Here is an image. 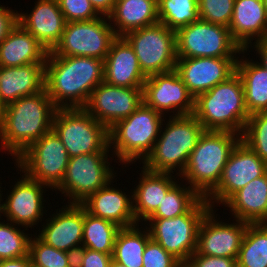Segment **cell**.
I'll return each instance as SVG.
<instances>
[{"mask_svg": "<svg viewBox=\"0 0 267 267\" xmlns=\"http://www.w3.org/2000/svg\"><path fill=\"white\" fill-rule=\"evenodd\" d=\"M241 135L229 131H204L190 154L181 180L206 197L219 183L223 168Z\"/></svg>", "mask_w": 267, "mask_h": 267, "instance_id": "cell-5", "label": "cell"}, {"mask_svg": "<svg viewBox=\"0 0 267 267\" xmlns=\"http://www.w3.org/2000/svg\"><path fill=\"white\" fill-rule=\"evenodd\" d=\"M108 19L117 37H123L159 22L158 0H116Z\"/></svg>", "mask_w": 267, "mask_h": 267, "instance_id": "cell-29", "label": "cell"}, {"mask_svg": "<svg viewBox=\"0 0 267 267\" xmlns=\"http://www.w3.org/2000/svg\"><path fill=\"white\" fill-rule=\"evenodd\" d=\"M229 30L241 49L249 52V46L254 40L256 42L267 38V11L264 1L235 0Z\"/></svg>", "mask_w": 267, "mask_h": 267, "instance_id": "cell-24", "label": "cell"}, {"mask_svg": "<svg viewBox=\"0 0 267 267\" xmlns=\"http://www.w3.org/2000/svg\"><path fill=\"white\" fill-rule=\"evenodd\" d=\"M143 102V88H127L100 83L91 93L84 109L110 129L129 117Z\"/></svg>", "mask_w": 267, "mask_h": 267, "instance_id": "cell-16", "label": "cell"}, {"mask_svg": "<svg viewBox=\"0 0 267 267\" xmlns=\"http://www.w3.org/2000/svg\"><path fill=\"white\" fill-rule=\"evenodd\" d=\"M244 53L247 50L240 52L242 56L237 59L236 72L242 79L246 108L250 115L267 112V69L250 56L244 58Z\"/></svg>", "mask_w": 267, "mask_h": 267, "instance_id": "cell-30", "label": "cell"}, {"mask_svg": "<svg viewBox=\"0 0 267 267\" xmlns=\"http://www.w3.org/2000/svg\"><path fill=\"white\" fill-rule=\"evenodd\" d=\"M164 118L142 102L129 117L117 121L109 129V148L118 162L124 167L142 162L152 151Z\"/></svg>", "mask_w": 267, "mask_h": 267, "instance_id": "cell-6", "label": "cell"}, {"mask_svg": "<svg viewBox=\"0 0 267 267\" xmlns=\"http://www.w3.org/2000/svg\"><path fill=\"white\" fill-rule=\"evenodd\" d=\"M133 47L141 71L148 77L175 70L176 31L160 22L123 36Z\"/></svg>", "mask_w": 267, "mask_h": 267, "instance_id": "cell-11", "label": "cell"}, {"mask_svg": "<svg viewBox=\"0 0 267 267\" xmlns=\"http://www.w3.org/2000/svg\"><path fill=\"white\" fill-rule=\"evenodd\" d=\"M178 183L167 192L157 210L149 218H174L185 214L202 198L194 189L186 186V183Z\"/></svg>", "mask_w": 267, "mask_h": 267, "instance_id": "cell-34", "label": "cell"}, {"mask_svg": "<svg viewBox=\"0 0 267 267\" xmlns=\"http://www.w3.org/2000/svg\"><path fill=\"white\" fill-rule=\"evenodd\" d=\"M241 140L267 164V112L250 115Z\"/></svg>", "mask_w": 267, "mask_h": 267, "instance_id": "cell-37", "label": "cell"}, {"mask_svg": "<svg viewBox=\"0 0 267 267\" xmlns=\"http://www.w3.org/2000/svg\"><path fill=\"white\" fill-rule=\"evenodd\" d=\"M66 22L90 21L100 17L89 0H58Z\"/></svg>", "mask_w": 267, "mask_h": 267, "instance_id": "cell-40", "label": "cell"}, {"mask_svg": "<svg viewBox=\"0 0 267 267\" xmlns=\"http://www.w3.org/2000/svg\"><path fill=\"white\" fill-rule=\"evenodd\" d=\"M45 90V63L24 66H0V96L6 107L21 97Z\"/></svg>", "mask_w": 267, "mask_h": 267, "instance_id": "cell-25", "label": "cell"}, {"mask_svg": "<svg viewBox=\"0 0 267 267\" xmlns=\"http://www.w3.org/2000/svg\"><path fill=\"white\" fill-rule=\"evenodd\" d=\"M235 0H198L199 19L229 27Z\"/></svg>", "mask_w": 267, "mask_h": 267, "instance_id": "cell-39", "label": "cell"}, {"mask_svg": "<svg viewBox=\"0 0 267 267\" xmlns=\"http://www.w3.org/2000/svg\"><path fill=\"white\" fill-rule=\"evenodd\" d=\"M104 81V60L57 56L48 51L45 90L57 109L84 108L92 91Z\"/></svg>", "mask_w": 267, "mask_h": 267, "instance_id": "cell-1", "label": "cell"}, {"mask_svg": "<svg viewBox=\"0 0 267 267\" xmlns=\"http://www.w3.org/2000/svg\"><path fill=\"white\" fill-rule=\"evenodd\" d=\"M109 154L90 153L70 157L64 178L55 191L64 194L68 204L84 202L117 176L110 165Z\"/></svg>", "mask_w": 267, "mask_h": 267, "instance_id": "cell-12", "label": "cell"}, {"mask_svg": "<svg viewBox=\"0 0 267 267\" xmlns=\"http://www.w3.org/2000/svg\"><path fill=\"white\" fill-rule=\"evenodd\" d=\"M139 224L120 228L115 238L112 259L126 267H143V253L151 237L148 228Z\"/></svg>", "mask_w": 267, "mask_h": 267, "instance_id": "cell-31", "label": "cell"}, {"mask_svg": "<svg viewBox=\"0 0 267 267\" xmlns=\"http://www.w3.org/2000/svg\"><path fill=\"white\" fill-rule=\"evenodd\" d=\"M114 178L105 186L90 195L81 205L84 209L104 220L110 221L120 228L138 224L133 211V191L126 192L111 186Z\"/></svg>", "mask_w": 267, "mask_h": 267, "instance_id": "cell-22", "label": "cell"}, {"mask_svg": "<svg viewBox=\"0 0 267 267\" xmlns=\"http://www.w3.org/2000/svg\"><path fill=\"white\" fill-rule=\"evenodd\" d=\"M32 238L29 243V257L33 267H68L65 251L58 250L45 242L38 236Z\"/></svg>", "mask_w": 267, "mask_h": 267, "instance_id": "cell-38", "label": "cell"}, {"mask_svg": "<svg viewBox=\"0 0 267 267\" xmlns=\"http://www.w3.org/2000/svg\"><path fill=\"white\" fill-rule=\"evenodd\" d=\"M138 185L133 189L136 222H145L158 208L167 192L178 182L172 173L153 172L141 167Z\"/></svg>", "mask_w": 267, "mask_h": 267, "instance_id": "cell-26", "label": "cell"}, {"mask_svg": "<svg viewBox=\"0 0 267 267\" xmlns=\"http://www.w3.org/2000/svg\"><path fill=\"white\" fill-rule=\"evenodd\" d=\"M0 184H2V183H0ZM0 188H2V187H0ZM1 193H2V191L0 189V220H4V219H1V216L3 214V203H1L3 201V199H2L3 193L2 194Z\"/></svg>", "mask_w": 267, "mask_h": 267, "instance_id": "cell-49", "label": "cell"}, {"mask_svg": "<svg viewBox=\"0 0 267 267\" xmlns=\"http://www.w3.org/2000/svg\"><path fill=\"white\" fill-rule=\"evenodd\" d=\"M266 172L267 164L240 140L223 168L218 185L205 199L212 208L216 207L214 204L223 205L234 193Z\"/></svg>", "mask_w": 267, "mask_h": 267, "instance_id": "cell-14", "label": "cell"}, {"mask_svg": "<svg viewBox=\"0 0 267 267\" xmlns=\"http://www.w3.org/2000/svg\"><path fill=\"white\" fill-rule=\"evenodd\" d=\"M176 46L177 58H238L242 51L229 27L201 19L176 31Z\"/></svg>", "mask_w": 267, "mask_h": 267, "instance_id": "cell-10", "label": "cell"}, {"mask_svg": "<svg viewBox=\"0 0 267 267\" xmlns=\"http://www.w3.org/2000/svg\"><path fill=\"white\" fill-rule=\"evenodd\" d=\"M143 102L164 116L168 112L173 113L170 116L192 115L195 109L194 96L175 70L148 76Z\"/></svg>", "mask_w": 267, "mask_h": 267, "instance_id": "cell-15", "label": "cell"}, {"mask_svg": "<svg viewBox=\"0 0 267 267\" xmlns=\"http://www.w3.org/2000/svg\"><path fill=\"white\" fill-rule=\"evenodd\" d=\"M214 211L211 208L201 221L196 252L200 255L237 258L249 223L237 219H233V224L218 221L220 218Z\"/></svg>", "mask_w": 267, "mask_h": 267, "instance_id": "cell-17", "label": "cell"}, {"mask_svg": "<svg viewBox=\"0 0 267 267\" xmlns=\"http://www.w3.org/2000/svg\"><path fill=\"white\" fill-rule=\"evenodd\" d=\"M22 173L21 179L12 185L9 195L7 193L3 202V215L7 221L28 229L45 219L43 216L47 215V210L43 209V202L46 201L43 193L49 187Z\"/></svg>", "mask_w": 267, "mask_h": 267, "instance_id": "cell-18", "label": "cell"}, {"mask_svg": "<svg viewBox=\"0 0 267 267\" xmlns=\"http://www.w3.org/2000/svg\"><path fill=\"white\" fill-rule=\"evenodd\" d=\"M146 78L133 47L124 37H117L104 60V82L119 87L143 88Z\"/></svg>", "mask_w": 267, "mask_h": 267, "instance_id": "cell-23", "label": "cell"}, {"mask_svg": "<svg viewBox=\"0 0 267 267\" xmlns=\"http://www.w3.org/2000/svg\"><path fill=\"white\" fill-rule=\"evenodd\" d=\"M32 11L18 13V23L30 32L48 51L61 39L66 20L58 0H37Z\"/></svg>", "mask_w": 267, "mask_h": 267, "instance_id": "cell-21", "label": "cell"}, {"mask_svg": "<svg viewBox=\"0 0 267 267\" xmlns=\"http://www.w3.org/2000/svg\"><path fill=\"white\" fill-rule=\"evenodd\" d=\"M56 214L50 215L38 230V237L46 244L67 251L72 247L82 245L84 207L81 204H69L56 209Z\"/></svg>", "mask_w": 267, "mask_h": 267, "instance_id": "cell-20", "label": "cell"}, {"mask_svg": "<svg viewBox=\"0 0 267 267\" xmlns=\"http://www.w3.org/2000/svg\"><path fill=\"white\" fill-rule=\"evenodd\" d=\"M0 267H33L29 256L0 260Z\"/></svg>", "mask_w": 267, "mask_h": 267, "instance_id": "cell-48", "label": "cell"}, {"mask_svg": "<svg viewBox=\"0 0 267 267\" xmlns=\"http://www.w3.org/2000/svg\"><path fill=\"white\" fill-rule=\"evenodd\" d=\"M184 265L168 253L159 243L150 239L143 253V267H183Z\"/></svg>", "mask_w": 267, "mask_h": 267, "instance_id": "cell-41", "label": "cell"}, {"mask_svg": "<svg viewBox=\"0 0 267 267\" xmlns=\"http://www.w3.org/2000/svg\"><path fill=\"white\" fill-rule=\"evenodd\" d=\"M238 58H177L175 71L196 98L236 73Z\"/></svg>", "mask_w": 267, "mask_h": 267, "instance_id": "cell-19", "label": "cell"}, {"mask_svg": "<svg viewBox=\"0 0 267 267\" xmlns=\"http://www.w3.org/2000/svg\"><path fill=\"white\" fill-rule=\"evenodd\" d=\"M249 47L257 51L256 53L260 58L258 63L267 69V38L253 42Z\"/></svg>", "mask_w": 267, "mask_h": 267, "instance_id": "cell-47", "label": "cell"}, {"mask_svg": "<svg viewBox=\"0 0 267 267\" xmlns=\"http://www.w3.org/2000/svg\"><path fill=\"white\" fill-rule=\"evenodd\" d=\"M69 156L53 130L34 141L14 161L17 170L55 190L62 182Z\"/></svg>", "mask_w": 267, "mask_h": 267, "instance_id": "cell-9", "label": "cell"}, {"mask_svg": "<svg viewBox=\"0 0 267 267\" xmlns=\"http://www.w3.org/2000/svg\"><path fill=\"white\" fill-rule=\"evenodd\" d=\"M264 1V5L266 7V11H267V0H263Z\"/></svg>", "mask_w": 267, "mask_h": 267, "instance_id": "cell-52", "label": "cell"}, {"mask_svg": "<svg viewBox=\"0 0 267 267\" xmlns=\"http://www.w3.org/2000/svg\"><path fill=\"white\" fill-rule=\"evenodd\" d=\"M236 262L237 267H267V223L247 225Z\"/></svg>", "mask_w": 267, "mask_h": 267, "instance_id": "cell-32", "label": "cell"}, {"mask_svg": "<svg viewBox=\"0 0 267 267\" xmlns=\"http://www.w3.org/2000/svg\"><path fill=\"white\" fill-rule=\"evenodd\" d=\"M18 24V11L0 4V42Z\"/></svg>", "mask_w": 267, "mask_h": 267, "instance_id": "cell-43", "label": "cell"}, {"mask_svg": "<svg viewBox=\"0 0 267 267\" xmlns=\"http://www.w3.org/2000/svg\"><path fill=\"white\" fill-rule=\"evenodd\" d=\"M56 109L46 90L21 97L6 106L0 118V149L13 155L15 160L34 141L52 130Z\"/></svg>", "mask_w": 267, "mask_h": 267, "instance_id": "cell-2", "label": "cell"}, {"mask_svg": "<svg viewBox=\"0 0 267 267\" xmlns=\"http://www.w3.org/2000/svg\"><path fill=\"white\" fill-rule=\"evenodd\" d=\"M159 22L177 31L199 19L198 0H158Z\"/></svg>", "mask_w": 267, "mask_h": 267, "instance_id": "cell-35", "label": "cell"}, {"mask_svg": "<svg viewBox=\"0 0 267 267\" xmlns=\"http://www.w3.org/2000/svg\"><path fill=\"white\" fill-rule=\"evenodd\" d=\"M17 226V227H16ZM10 221H0V260L29 256V243L32 234L24 233Z\"/></svg>", "mask_w": 267, "mask_h": 267, "instance_id": "cell-36", "label": "cell"}, {"mask_svg": "<svg viewBox=\"0 0 267 267\" xmlns=\"http://www.w3.org/2000/svg\"><path fill=\"white\" fill-rule=\"evenodd\" d=\"M211 208L202 197L185 214L174 218H148L143 224H147L151 239L184 265L196 251L201 221Z\"/></svg>", "mask_w": 267, "mask_h": 267, "instance_id": "cell-8", "label": "cell"}, {"mask_svg": "<svg viewBox=\"0 0 267 267\" xmlns=\"http://www.w3.org/2000/svg\"><path fill=\"white\" fill-rule=\"evenodd\" d=\"M236 259L200 255L195 251L183 267H237Z\"/></svg>", "mask_w": 267, "mask_h": 267, "instance_id": "cell-42", "label": "cell"}, {"mask_svg": "<svg viewBox=\"0 0 267 267\" xmlns=\"http://www.w3.org/2000/svg\"><path fill=\"white\" fill-rule=\"evenodd\" d=\"M116 38L105 16L90 21L66 22L61 39L50 52L57 56H85L105 60Z\"/></svg>", "mask_w": 267, "mask_h": 267, "instance_id": "cell-13", "label": "cell"}, {"mask_svg": "<svg viewBox=\"0 0 267 267\" xmlns=\"http://www.w3.org/2000/svg\"><path fill=\"white\" fill-rule=\"evenodd\" d=\"M100 16L108 17L116 4V0H89Z\"/></svg>", "mask_w": 267, "mask_h": 267, "instance_id": "cell-46", "label": "cell"}, {"mask_svg": "<svg viewBox=\"0 0 267 267\" xmlns=\"http://www.w3.org/2000/svg\"><path fill=\"white\" fill-rule=\"evenodd\" d=\"M193 115L205 131H229L242 135L250 114L241 77L237 72L195 98Z\"/></svg>", "mask_w": 267, "mask_h": 267, "instance_id": "cell-3", "label": "cell"}, {"mask_svg": "<svg viewBox=\"0 0 267 267\" xmlns=\"http://www.w3.org/2000/svg\"><path fill=\"white\" fill-rule=\"evenodd\" d=\"M5 109V106L1 102V96H0V118L2 116L3 110Z\"/></svg>", "mask_w": 267, "mask_h": 267, "instance_id": "cell-51", "label": "cell"}, {"mask_svg": "<svg viewBox=\"0 0 267 267\" xmlns=\"http://www.w3.org/2000/svg\"><path fill=\"white\" fill-rule=\"evenodd\" d=\"M223 206L229 208L237 220L267 223V172L234 193Z\"/></svg>", "mask_w": 267, "mask_h": 267, "instance_id": "cell-28", "label": "cell"}, {"mask_svg": "<svg viewBox=\"0 0 267 267\" xmlns=\"http://www.w3.org/2000/svg\"><path fill=\"white\" fill-rule=\"evenodd\" d=\"M120 227L116 224L96 217L84 209L82 245L86 248L113 254L114 242Z\"/></svg>", "mask_w": 267, "mask_h": 267, "instance_id": "cell-33", "label": "cell"}, {"mask_svg": "<svg viewBox=\"0 0 267 267\" xmlns=\"http://www.w3.org/2000/svg\"><path fill=\"white\" fill-rule=\"evenodd\" d=\"M52 130L64 144L68 156L109 153V129L84 108L56 109Z\"/></svg>", "mask_w": 267, "mask_h": 267, "instance_id": "cell-7", "label": "cell"}, {"mask_svg": "<svg viewBox=\"0 0 267 267\" xmlns=\"http://www.w3.org/2000/svg\"><path fill=\"white\" fill-rule=\"evenodd\" d=\"M85 252L86 247L84 245H78L67 250L68 267H82Z\"/></svg>", "mask_w": 267, "mask_h": 267, "instance_id": "cell-45", "label": "cell"}, {"mask_svg": "<svg viewBox=\"0 0 267 267\" xmlns=\"http://www.w3.org/2000/svg\"><path fill=\"white\" fill-rule=\"evenodd\" d=\"M112 254H106L86 248L82 267H109Z\"/></svg>", "mask_w": 267, "mask_h": 267, "instance_id": "cell-44", "label": "cell"}, {"mask_svg": "<svg viewBox=\"0 0 267 267\" xmlns=\"http://www.w3.org/2000/svg\"><path fill=\"white\" fill-rule=\"evenodd\" d=\"M166 123L164 119L152 151L141 163L153 172L174 174L178 171L176 175L181 176L205 129L193 114L169 116Z\"/></svg>", "mask_w": 267, "mask_h": 267, "instance_id": "cell-4", "label": "cell"}, {"mask_svg": "<svg viewBox=\"0 0 267 267\" xmlns=\"http://www.w3.org/2000/svg\"><path fill=\"white\" fill-rule=\"evenodd\" d=\"M109 267H126L125 265H122L112 259Z\"/></svg>", "mask_w": 267, "mask_h": 267, "instance_id": "cell-50", "label": "cell"}, {"mask_svg": "<svg viewBox=\"0 0 267 267\" xmlns=\"http://www.w3.org/2000/svg\"><path fill=\"white\" fill-rule=\"evenodd\" d=\"M48 50L19 23L0 42V66L45 63Z\"/></svg>", "mask_w": 267, "mask_h": 267, "instance_id": "cell-27", "label": "cell"}]
</instances>
